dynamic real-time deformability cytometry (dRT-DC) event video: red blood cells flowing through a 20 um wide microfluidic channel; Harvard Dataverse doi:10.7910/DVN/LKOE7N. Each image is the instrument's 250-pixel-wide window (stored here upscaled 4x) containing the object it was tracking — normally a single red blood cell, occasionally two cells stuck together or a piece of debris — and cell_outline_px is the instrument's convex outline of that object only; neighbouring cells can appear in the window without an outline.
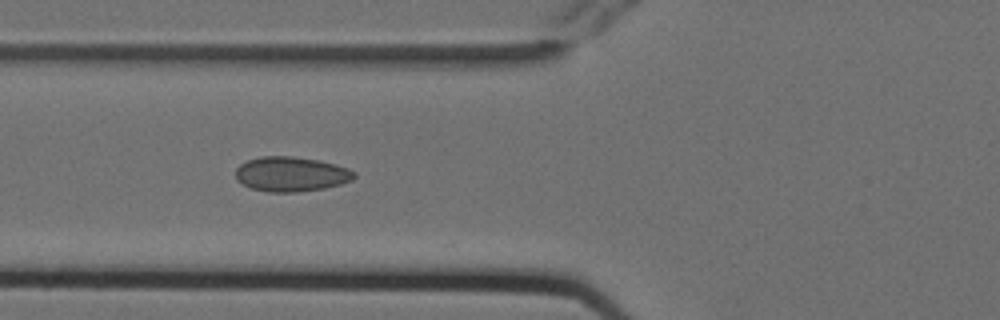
{"species": "Egyptian fruit bat (a non-hibernating species)", "species_latin": "Rousettus aegyptiacus", "temperature_condition": "cold", "stored_images_in_passage": 4, "camera_frame_rate_fps": 3000, "um_per_image_px": 0.085, "animal": {"sex": "female"}, "frame": {"image": 1, "passage_image": 4, "time_ms": 1.0, "image_size_px": [1000, 320], "cell_outline_px": [[356, 176], [352, 180], [340, 184], [324, 188], [296, 192], [268, 192], [252, 188], [236, 180], [236, 168], [240, 164], [248, 160], [260, 156], [292, 156], [320, 160], [336, 164], [348, 168], [356, 172]], "centroid_in_image_um": [24.76, 14.79], "position_along_channel_um": 101.0, "area_um2": 24.1}}